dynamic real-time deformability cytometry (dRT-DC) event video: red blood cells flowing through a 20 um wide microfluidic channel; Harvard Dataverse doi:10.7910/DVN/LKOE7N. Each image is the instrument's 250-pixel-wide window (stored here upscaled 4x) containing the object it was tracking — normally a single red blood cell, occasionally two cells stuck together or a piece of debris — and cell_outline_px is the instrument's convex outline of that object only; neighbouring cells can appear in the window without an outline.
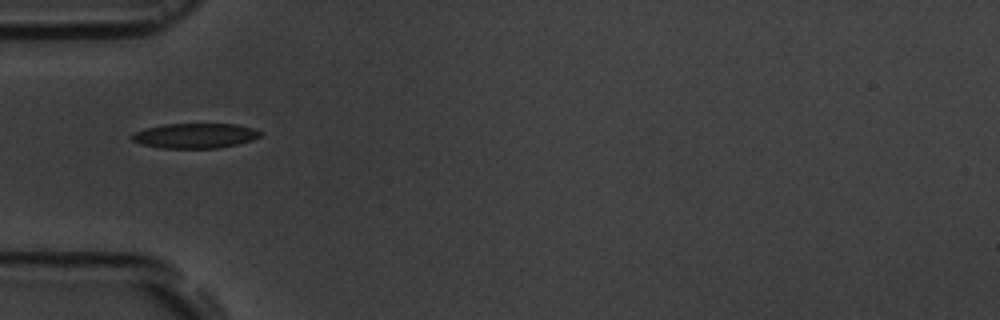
{"species": "common noctule bat (a hibernating species)", "species_latin": "Nyctalus noctula", "temperature_condition": "room temperature", "stored_images_in_passage": 4, "camera_frame_rate_fps": 3000, "um_per_image_px": 0.085, "animal": {"sex": "male", "body_mass_g": 19.5, "forearm_length_mm": 54.6}, "frame": {"image": 1, "passage_image": 1, "time_ms": 0.0, "image_size_px": [1000, 320], "cell_outline_px": [[264, 132], [260, 136], [252, 140], [236, 144], [216, 148], [160, 148], [140, 144], [132, 140], [128, 136], [144, 128], [164, 124], [236, 124], [252, 128]], "centroid_in_image_um": [16.55, 11.53], "position_along_channel_um": 68.5, "area_um2": 18.73}}
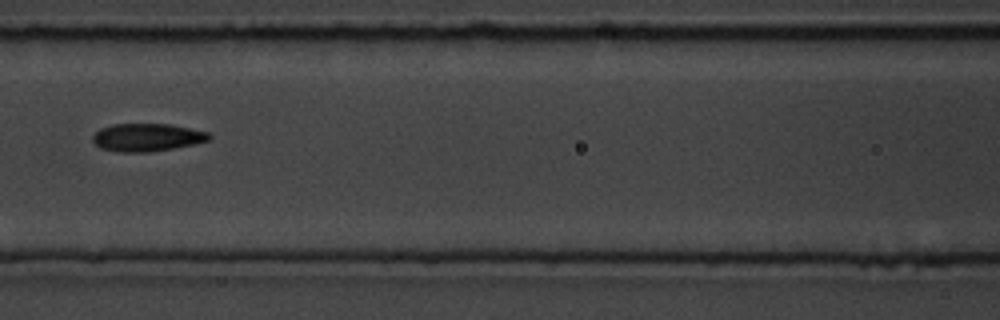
{"frame": {"image": 2, "passage_image": 3, "time_ms": 2.333, "image_size_px": [1000, 320], "cell_outline_px": [[212, 140], [172, 148], [148, 152], [120, 152], [100, 148], [92, 140], [92, 136], [100, 128], [112, 124], [172, 124], [208, 132], [212, 136]], "centroid_in_image_um": [12.5, 11.67], "position_along_channel_um": 154.1, "area_um2": 18.9}}
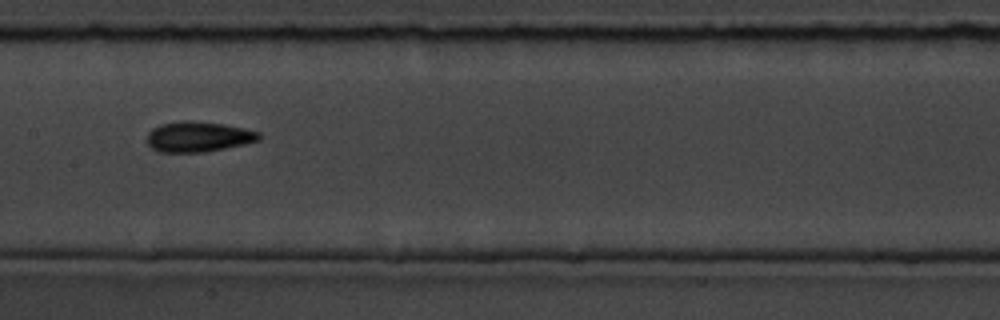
{"frame": {"image": 3, "passage_image": 4, "time_ms": 3.333, "image_size_px": [1000, 320], "cell_outline_px": [[260, 140], [244, 144], [204, 152], [160, 152], [152, 148], [144, 140], [148, 132], [152, 128], [160, 124], [180, 120], [192, 120], [224, 124], [244, 128], [260, 132]], "centroid_in_image_um": [16.81, 11.61], "position_along_channel_um": 190.6, "area_um2": 20.06}}